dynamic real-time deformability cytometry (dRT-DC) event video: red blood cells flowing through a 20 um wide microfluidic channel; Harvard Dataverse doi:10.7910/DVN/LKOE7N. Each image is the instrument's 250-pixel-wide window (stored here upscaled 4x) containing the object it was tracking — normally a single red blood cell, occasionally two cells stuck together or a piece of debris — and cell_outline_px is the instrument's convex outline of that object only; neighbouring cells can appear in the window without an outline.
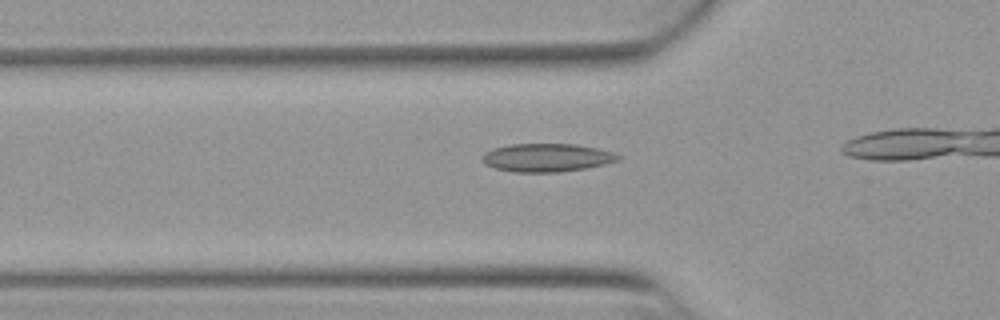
{"species": "Egyptian fruit bat (a non-hibernating species)", "species_latin": "Rousettus aegyptiacus", "temperature_condition": "warm", "stored_images_in_passage": 15, "camera_frame_rate_fps": 3000, "um_per_image_px": 0.085, "animal": {"sex": "female"}, "frame": {"image": 1, "passage_image": 7, "time_ms": 2.0, "image_size_px": [1000, 320], "cell_outline_px": [[620, 160], [588, 168], [560, 172], [516, 172], [496, 168], [484, 164], [480, 156], [484, 152], [492, 148], [508, 144], [576, 144], [596, 148], [612, 152], [620, 156]], "centroid_in_image_um": [46.44, 13.39], "position_along_channel_um": 79.4, "area_um2": 22.48}}
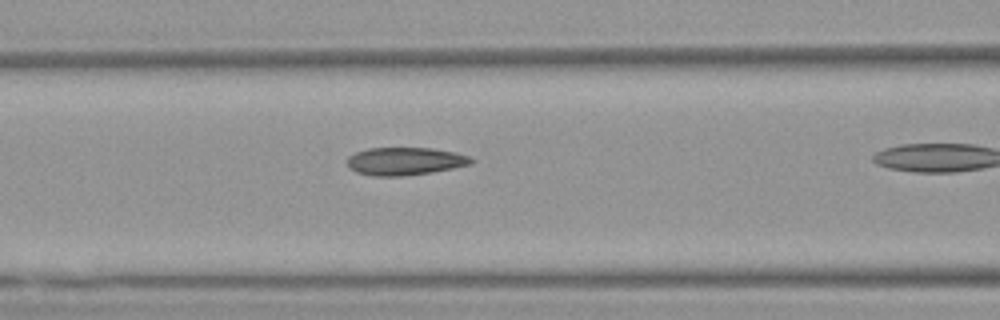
{"frame": {"image": 2, "passage_image": 11, "time_ms": 3.333, "image_size_px": [1000, 320], "cell_outline_px": [[476, 160], [472, 164], [432, 172], [404, 176], [372, 176], [356, 172], [348, 168], [348, 156], [356, 152], [368, 148], [432, 148], [456, 152], [472, 156]], "centroid_in_image_um": [34.46, 13.7], "position_along_channel_um": 132.1, "area_um2": 20.35}}